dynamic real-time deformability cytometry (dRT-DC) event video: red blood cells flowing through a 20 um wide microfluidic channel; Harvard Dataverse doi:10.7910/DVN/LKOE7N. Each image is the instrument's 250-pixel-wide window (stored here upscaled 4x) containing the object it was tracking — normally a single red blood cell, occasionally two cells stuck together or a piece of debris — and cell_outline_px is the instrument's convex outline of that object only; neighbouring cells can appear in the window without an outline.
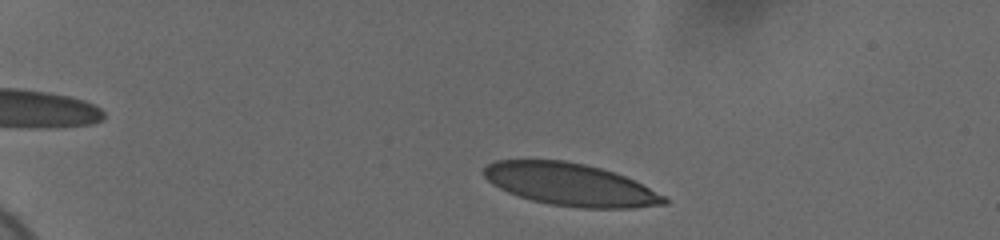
{"species": "human", "species_latin": "Homo sapiens", "temperature_condition": "cold", "stored_images_in_passage": 49, "camera_frame_rate_fps": 3000, "um_per_image_px": 0.085, "donor": {"sex": "female"}, "frame": {"image": 1, "passage_image": 4, "time_ms": 1.0, "image_size_px": [1000, 240], "cell_outline_px": [[668, 204], [632, 208], [584, 208], [548, 204], [532, 200], [508, 192], [492, 184], [484, 176], [484, 168], [488, 164], [496, 160], [564, 160], [584, 164], [600, 168], [624, 176], [664, 196], [668, 200]], "centroid_in_image_um": [48.45, 15.69], "position_along_channel_um": 36.5, "area_um2": 44.1}}
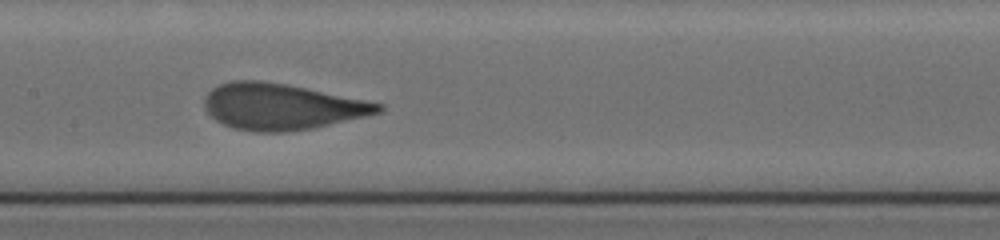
{"frame": {"image": 2, "passage_image": 23, "time_ms": 7.333, "image_size_px": [1000, 240], "cell_outline_px": [[384, 108], [380, 112], [364, 116], [312, 128], [284, 132], [256, 132], [232, 128], [216, 120], [204, 108], [204, 96], [212, 88], [220, 84], [232, 80], [260, 80], [284, 84], [384, 104]], "centroid_in_image_um": [23.87, 9.06], "position_along_channel_um": 183.5, "area_um2": 46.24}}
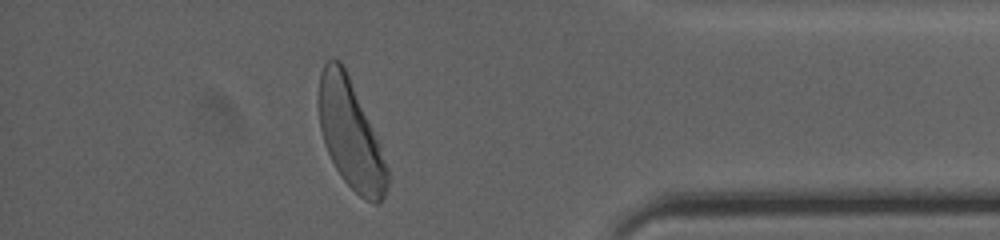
{"frame": {"image": 3, "passage_image": 43, "time_ms": 14.0, "image_size_px": [1000, 240], "cell_outline_px": [[388, 184], [384, 196], [380, 204], [372, 204], [360, 196], [344, 180], [336, 168], [324, 144], [320, 128], [320, 72], [324, 64], [332, 56], [340, 60], [348, 76], [380, 144], [388, 168]], "centroid_in_image_um": [29.81, 11.47], "position_along_channel_um": 405.4, "area_um2": 42.48}, "authors_computed_cell_mechanics": {"area_um2": 45.7198, "velocity_mm_per_s": 3.664, "shape_relaxation_time_tau1_ms": 4.2076, "shape_relaxation_time_tau2_ms": null, "deformation_change_tau1": 0.1893, "deformation_change_tau2": null}}